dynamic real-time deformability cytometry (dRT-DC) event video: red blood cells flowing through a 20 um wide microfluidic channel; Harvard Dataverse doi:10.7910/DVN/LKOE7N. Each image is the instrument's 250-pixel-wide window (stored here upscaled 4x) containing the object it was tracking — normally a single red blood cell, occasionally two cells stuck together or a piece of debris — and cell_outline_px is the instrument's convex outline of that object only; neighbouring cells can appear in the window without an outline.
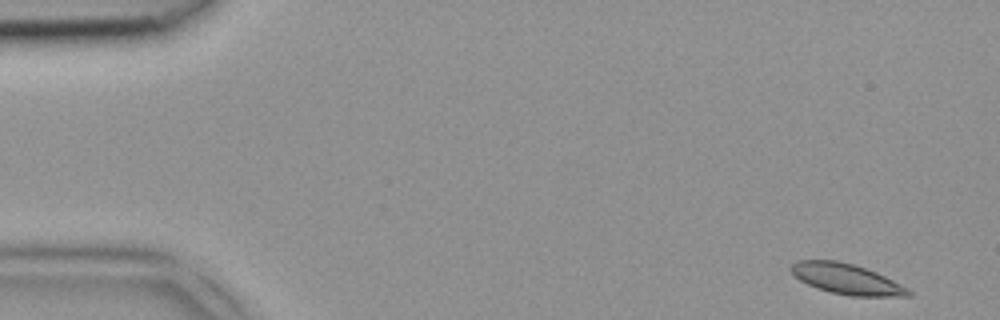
{"species": "common noctule bat (a hibernating species)", "species_latin": "Nyctalus noctula", "temperature_condition": "room temperature", "stored_images_in_passage": 3, "camera_frame_rate_fps": 3000, "um_per_image_px": 0.085, "animal": {"sex": "female", "body_mass_g": 18.4}, "frame": {"image": 1, "passage_image": 1, "time_ms": 0.0, "image_size_px": [1000, 320], "cell_outline_px": [[912, 296], [848, 296], [816, 288], [800, 280], [792, 272], [792, 264], [796, 260], [836, 260], [852, 264], [876, 272], [908, 288], [912, 292]], "centroid_in_image_um": [71.97, 23.72], "position_along_channel_um": 13.0, "area_um2": 20.58}}
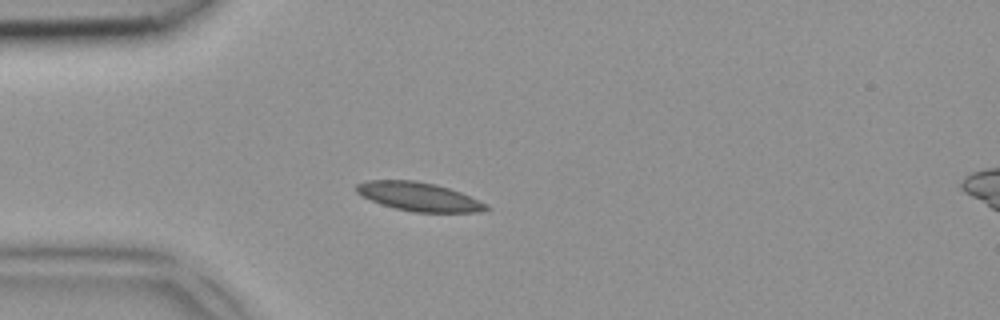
{"frame": {"image": 2, "passage_image": 3, "time_ms": 0.667, "image_size_px": [1000, 320], "cell_outline_px": [[492, 208], [480, 212], [412, 212], [380, 204], [360, 196], [356, 192], [356, 184], [368, 180], [412, 180], [436, 184], [460, 192], [488, 204]], "centroid_in_image_um": [35.6, 16.72], "position_along_channel_um": 49.4, "area_um2": 21.79}}